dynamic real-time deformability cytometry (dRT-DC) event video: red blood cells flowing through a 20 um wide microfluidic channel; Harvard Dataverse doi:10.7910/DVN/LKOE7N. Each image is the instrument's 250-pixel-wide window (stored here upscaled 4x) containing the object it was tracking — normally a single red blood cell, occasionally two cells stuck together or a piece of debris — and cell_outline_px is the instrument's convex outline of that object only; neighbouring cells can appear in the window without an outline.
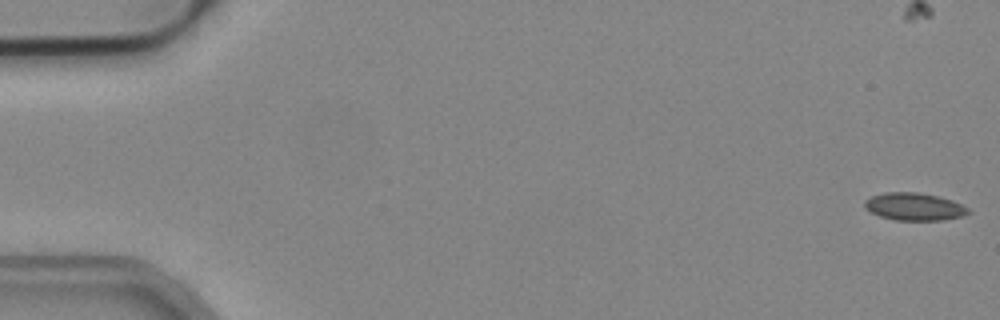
{"species": "common noctule bat (a hibernating species)", "species_latin": "Nyctalus noctula", "temperature_condition": "cold", "stored_images_in_passage": 53, "camera_frame_rate_fps": 3000, "um_per_image_px": 0.085, "animal": {"sex": "male", "body_mass_g": 19.2, "forearm_length_mm": 51.8}, "frame": {"image": 1, "passage_image": 1, "time_ms": 0.0, "image_size_px": [1000, 320], "cell_outline_px": [[972, 212], [964, 216], [944, 220], [896, 220], [880, 216], [864, 208], [864, 200], [872, 196], [884, 192], [916, 192], [936, 196], [952, 200], [968, 208]], "centroid_in_image_um": [77.72, 17.57], "position_along_channel_um": 7.3, "area_um2": 16.65}}
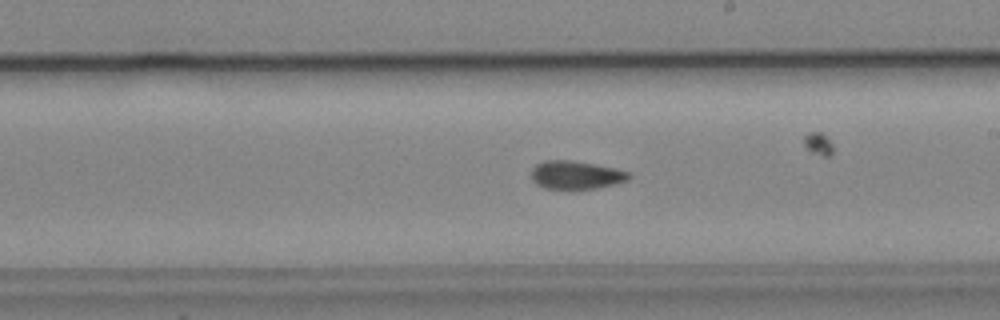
{"frame": {"image": 2, "passage_image": 30, "time_ms": 9.667, "image_size_px": [1000, 320], "cell_outline_px": [[632, 176], [628, 180], [596, 188], [544, 188], [536, 184], [532, 180], [532, 168], [536, 164], [544, 160], [572, 160], [596, 164], [616, 168], [628, 172]], "centroid_in_image_um": [48.95, 14.85], "position_along_channel_um": 240.1, "area_um2": 15.95}, "authors_computed_cell_mechanics": {"area_um2": 16.3574, "velocity_mm_per_s": 3.9573, "shape_relaxation_time_tau1_ms": null, "shape_relaxation_time_tau2_ms": 2.8721, "deformation_change_tau1": null, "deformation_change_tau2": 0.0767}}